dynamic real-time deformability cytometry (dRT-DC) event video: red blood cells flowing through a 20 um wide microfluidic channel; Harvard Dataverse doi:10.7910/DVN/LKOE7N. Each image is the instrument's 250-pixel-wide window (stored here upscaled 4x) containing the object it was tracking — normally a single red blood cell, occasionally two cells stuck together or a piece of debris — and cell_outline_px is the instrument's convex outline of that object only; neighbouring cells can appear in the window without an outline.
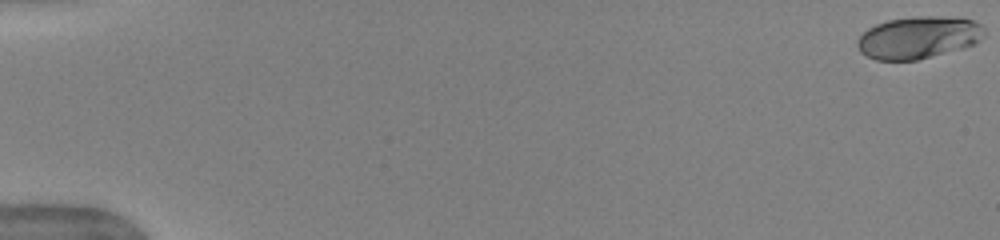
{"species": "human", "species_latin": "Homo sapiens", "temperature_condition": "warm", "stored_images_in_passage": 53, "camera_frame_rate_fps": 3000, "um_per_image_px": 0.085, "donor": {"sex": "female"}, "frame": {"image": 1, "passage_image": 1, "time_ms": 0.0, "image_size_px": [1000, 240], "cell_outline_px": [[984, 36], [980, 40], [972, 44], [960, 48], [916, 60], [876, 60], [860, 52], [856, 44], [856, 40], [868, 28], [876, 24], [888, 20], [916, 16], [940, 16], [972, 20], [980, 24], [984, 28]], "centroid_in_image_um": [78.03, 3.18], "position_along_channel_um": 7.0, "area_um2": 30.92}}
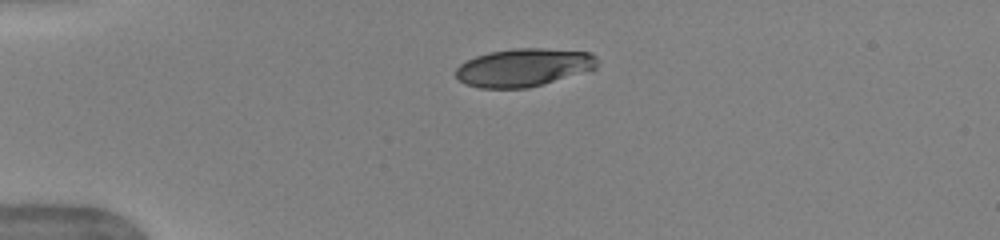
{"frame": {"image": 2, "passage_image": 14, "time_ms": 4.333, "image_size_px": [1000, 240], "cell_outline_px": [[596, 68], [528, 88], [480, 88], [468, 84], [460, 80], [456, 76], [456, 68], [460, 64], [476, 56], [488, 52], [512, 48], [540, 48], [588, 52], [596, 56]], "centroid_in_image_um": [44.47, 5.72], "position_along_channel_um": 40.5, "area_um2": 30.92}}
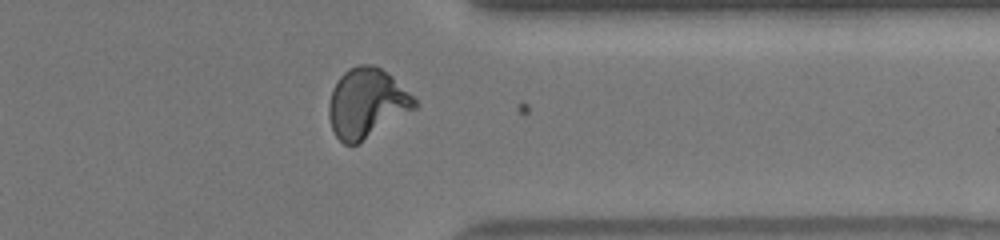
{"frame": {"image": 3, "passage_image": 43, "time_ms": 14.0, "image_size_px": [1000, 240], "cell_outline_px": [[420, 104], [416, 108], [356, 144], [344, 144], [336, 136], [332, 128], [328, 116], [328, 104], [332, 88], [340, 76], [348, 68], [360, 64], [372, 64], [380, 68], [392, 76]], "centroid_in_image_um": [31.14, 8.74], "position_along_channel_um": 380.3, "area_um2": 34.39}, "authors_computed_cell_mechanics": {"area_um2": 32.8882, "velocity_mm_per_s": 3.9515, "shape_relaxation_time_tau1_ms": 4.0927, "shape_relaxation_time_tau2_ms": 0.663, "deformation_change_tau1": 0.2093, "deformation_change_tau2": 0.0584}}